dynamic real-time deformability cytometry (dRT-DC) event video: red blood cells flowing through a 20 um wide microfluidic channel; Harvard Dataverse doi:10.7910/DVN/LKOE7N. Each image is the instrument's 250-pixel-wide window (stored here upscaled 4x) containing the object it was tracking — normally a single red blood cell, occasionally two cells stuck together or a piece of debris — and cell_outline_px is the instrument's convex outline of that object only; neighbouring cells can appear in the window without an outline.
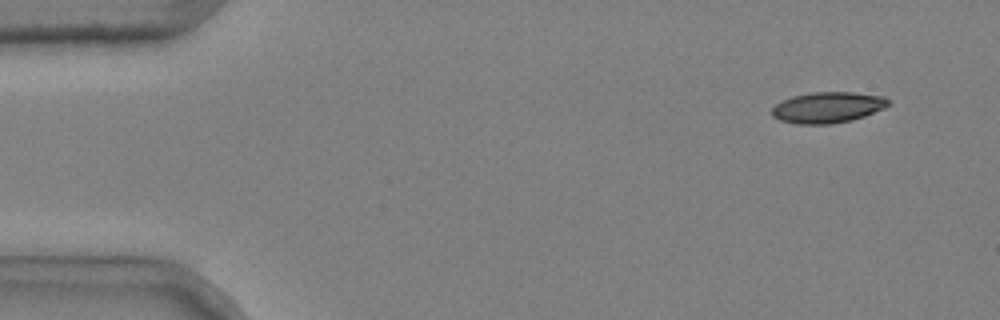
{"species": "common noctule bat (a hibernating species)", "species_latin": "Nyctalus noctula", "temperature_condition": "cold", "stored_images_in_passage": 4, "camera_frame_rate_fps": 3000, "um_per_image_px": 0.085, "animal": {"sex": "male", "body_mass_g": 20.4}, "frame": {"image": 1, "passage_image": 1, "time_ms": 0.0, "image_size_px": [1000, 320], "cell_outline_px": [[892, 104], [884, 108], [864, 116], [852, 120], [828, 124], [796, 124], [780, 120], [772, 116], [772, 108], [776, 104], [792, 96], [812, 92], [852, 92], [884, 96]], "centroid_in_image_um": [70.37, 9.13], "position_along_channel_um": 14.6, "area_um2": 20.98}}
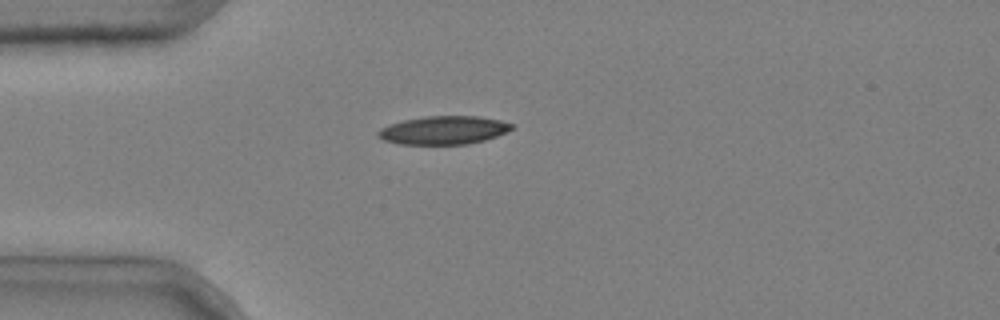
{"frame": {"image": 2, "passage_image": 4, "time_ms": 1.0, "image_size_px": [1000, 320], "cell_outline_px": [[512, 128], [508, 132], [484, 140], [468, 144], [400, 144], [384, 140], [376, 136], [376, 132], [380, 128], [388, 124], [404, 120], [424, 116], [480, 116], [500, 120], [512, 124]], "centroid_in_image_um": [37.68, 11.06], "position_along_channel_um": 47.3, "area_um2": 22.14}}